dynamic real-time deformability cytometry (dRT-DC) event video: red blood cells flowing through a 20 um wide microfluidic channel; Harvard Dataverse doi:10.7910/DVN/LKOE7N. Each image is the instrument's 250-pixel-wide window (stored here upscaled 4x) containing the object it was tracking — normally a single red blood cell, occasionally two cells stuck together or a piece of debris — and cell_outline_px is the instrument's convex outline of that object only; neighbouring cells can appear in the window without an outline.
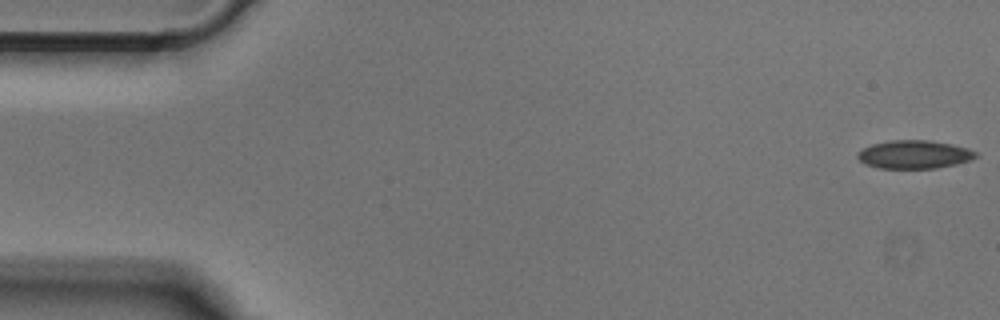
{"species": "Egyptian fruit bat (a non-hibernating species)", "species_latin": "Rousettus aegyptiacus", "temperature_condition": "cold", "stored_images_in_passage": 45, "camera_frame_rate_fps": 3000, "um_per_image_px": 0.085, "animal": {"sex": "male"}, "frame": {"image": 1, "passage_image": 1, "time_ms": 0.0, "image_size_px": [1000, 320], "cell_outline_px": [[980, 156], [972, 160], [956, 164], [936, 168], [880, 168], [864, 164], [856, 156], [864, 148], [872, 144], [892, 140], [928, 140], [952, 144], [968, 148], [976, 152]], "centroid_in_image_um": [77.76, 13.13], "position_along_channel_um": 7.2, "area_um2": 19.48}}
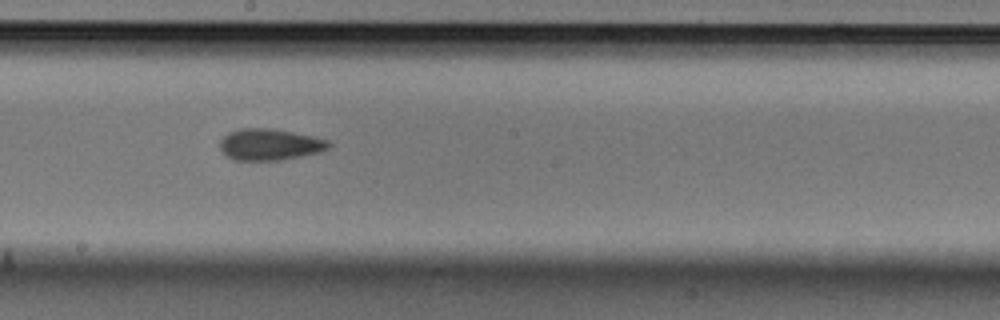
{"frame": {"image": 2, "passage_image": 27, "time_ms": 8.667, "image_size_px": [1000, 320], "cell_outline_px": [[332, 144], [328, 148], [320, 152], [304, 156], [284, 160], [232, 160], [224, 156], [220, 152], [220, 140], [228, 132], [240, 128], [272, 128], [312, 136], [328, 140]], "centroid_in_image_um": [22.9, 12.29], "position_along_channel_um": 225.3, "area_um2": 20.29}}
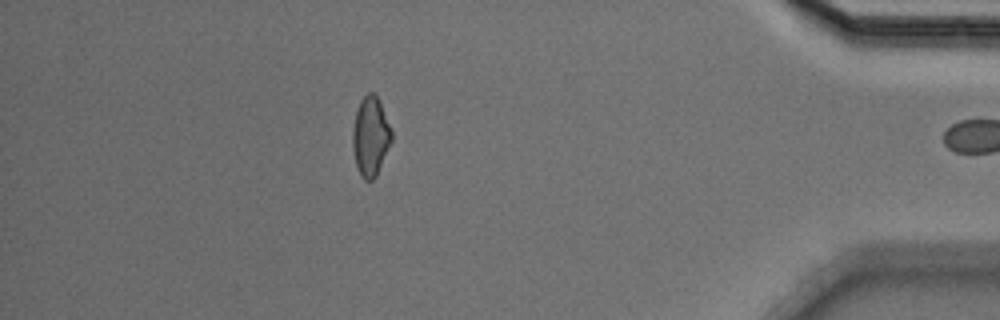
{"frame": {"image": 3, "passage_image": 44, "time_ms": 14.333, "image_size_px": [1000, 320], "cell_outline_px": [[392, 140], [376, 176], [372, 180], [364, 180], [360, 176], [356, 168], [352, 148], [352, 132], [356, 112], [360, 100], [368, 92], [372, 92], [380, 100], [392, 132]], "centroid_in_image_um": [31.48, 11.6], "position_along_channel_um": 403.7, "area_um2": 18.09}}